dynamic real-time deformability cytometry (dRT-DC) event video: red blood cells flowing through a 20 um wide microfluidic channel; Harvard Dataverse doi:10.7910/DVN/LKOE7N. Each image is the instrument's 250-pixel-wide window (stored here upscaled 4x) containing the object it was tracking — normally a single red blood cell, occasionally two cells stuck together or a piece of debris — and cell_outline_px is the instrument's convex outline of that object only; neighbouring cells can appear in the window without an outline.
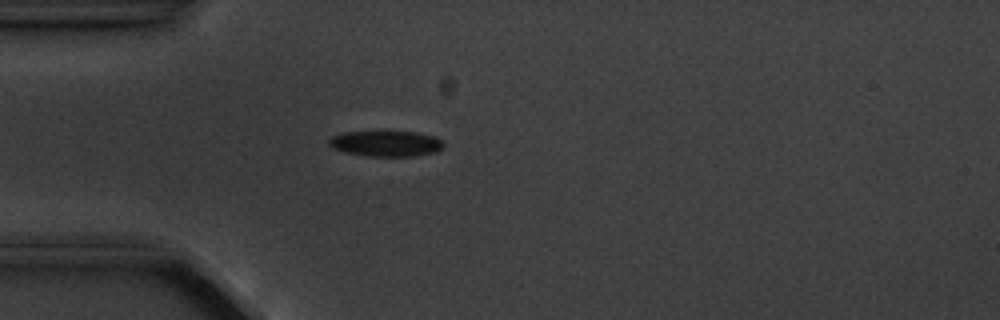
{"species": "common noctule bat (a hibernating species)", "species_latin": "Nyctalus noctula", "temperature_condition": "cold", "stored_images_in_passage": 4, "camera_frame_rate_fps": 3000, "um_per_image_px": 0.085, "animal": {"sex": "male", "body_mass_g": 20.1, "forearm_length_mm": 53.5}, "frame": {"image": 1, "passage_image": 4, "time_ms": 3.333, "image_size_px": [1000, 320], "cell_outline_px": [[444, 144], [436, 152], [412, 156], [368, 156], [348, 152], [332, 148], [328, 144], [328, 140], [332, 136], [344, 132], [416, 132], [436, 136]], "centroid_in_image_um": [32.8, 12.2], "position_along_channel_um": 52.2, "area_um2": 16.94}}